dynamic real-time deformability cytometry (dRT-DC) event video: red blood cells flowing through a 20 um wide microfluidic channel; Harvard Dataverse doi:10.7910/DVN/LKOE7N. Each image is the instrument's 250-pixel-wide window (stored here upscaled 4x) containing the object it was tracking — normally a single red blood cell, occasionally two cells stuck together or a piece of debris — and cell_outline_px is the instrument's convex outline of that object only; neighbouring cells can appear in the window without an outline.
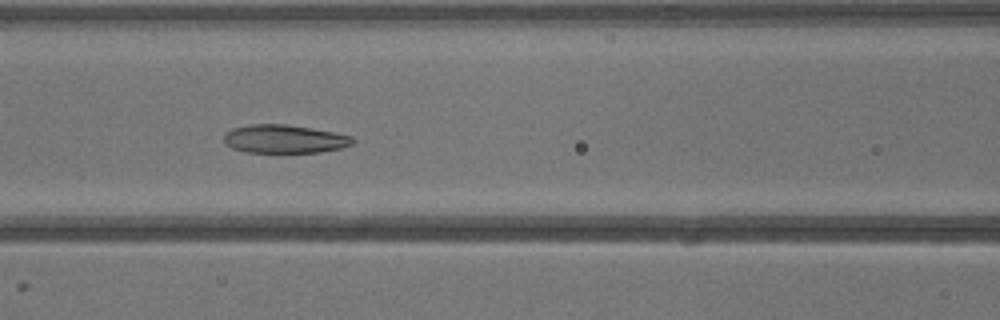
{"species": "common noctule bat (a hibernating species)", "species_latin": "Nyctalus noctula", "temperature_condition": "warm", "stored_images_in_passage": 12, "camera_frame_rate_fps": 3000, "um_per_image_px": 0.085, "animal": {"sex": "male", "body_mass_g": 13.3}, "frame": {"image": 1, "passage_image": 7, "time_ms": 2.0, "image_size_px": [1000, 320], "cell_outline_px": [[356, 140], [352, 144], [340, 148], [320, 152], [244, 152], [232, 148], [224, 140], [224, 136], [232, 128], [252, 124], [284, 124], [332, 132], [352, 136]], "centroid_in_image_um": [24.18, 11.82], "position_along_channel_um": 142.4, "area_um2": 20.98}}